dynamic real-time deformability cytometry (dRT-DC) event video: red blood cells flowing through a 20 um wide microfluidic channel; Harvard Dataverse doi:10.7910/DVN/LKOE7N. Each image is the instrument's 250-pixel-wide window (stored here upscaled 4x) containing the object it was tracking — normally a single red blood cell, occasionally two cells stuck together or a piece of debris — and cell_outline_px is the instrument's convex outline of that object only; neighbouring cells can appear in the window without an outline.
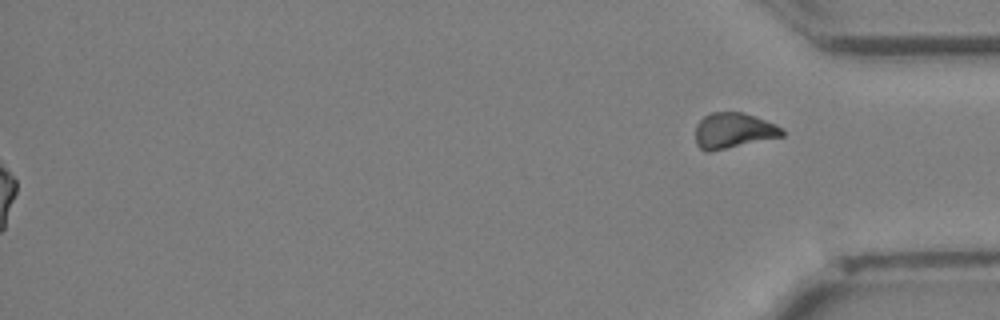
{"species": "Egyptian fruit bat (a non-hibernating species)", "species_latin": "Rousettus aegyptiacus", "temperature_condition": "cold", "stored_images_in_passage": 26, "segment_of_instrument_passage": [2, 2], "camera_frame_rate_fps": 3000, "um_per_image_px": 0.085, "animal": {"sex": "female"}, "frame": {"image": 1, "passage_image": 26, "time_ms": 8.333, "image_size_px": [1000, 320], "cell_outline_px": [[784, 136], [712, 152], [704, 152], [696, 144], [696, 124], [704, 116], [712, 112], [744, 112], [756, 116], [776, 124], [784, 128]], "centroid_in_image_um": [62.35, 11.11], "position_along_channel_um": 372.8, "area_um2": 18.32}}